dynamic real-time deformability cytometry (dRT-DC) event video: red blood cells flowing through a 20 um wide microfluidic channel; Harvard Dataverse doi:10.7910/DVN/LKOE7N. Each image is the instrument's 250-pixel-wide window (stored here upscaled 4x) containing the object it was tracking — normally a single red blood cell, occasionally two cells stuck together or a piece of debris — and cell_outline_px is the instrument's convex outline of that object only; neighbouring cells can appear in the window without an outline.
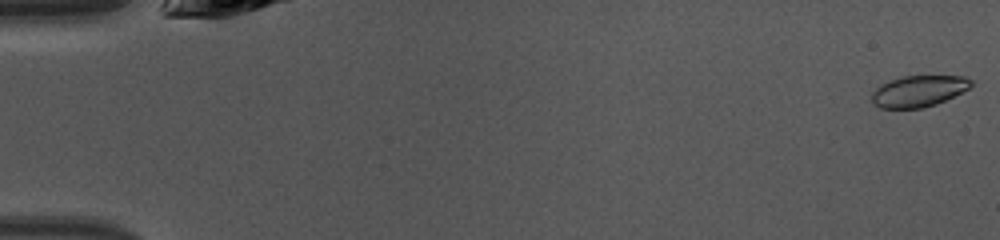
{"species": "common noctule bat (a hibernating species)", "species_latin": "Nyctalus noctula", "temperature_condition": "warm", "stored_images_in_passage": 45, "camera_frame_rate_fps": 3000, "um_per_image_px": 0.085, "animal": {"sex": "female", "body_mass_g": 10.0, "forearm_length_mm": 53.1}, "frame": {"image": 1, "passage_image": 1, "time_ms": 0.0, "image_size_px": [1000, 240], "cell_outline_px": [[972, 84], [968, 88], [936, 104], [920, 108], [880, 108], [872, 100], [872, 92], [880, 84], [904, 76], [964, 76], [972, 80]], "centroid_in_image_um": [78.06, 7.74], "position_along_channel_um": 6.9, "area_um2": 17.74}}
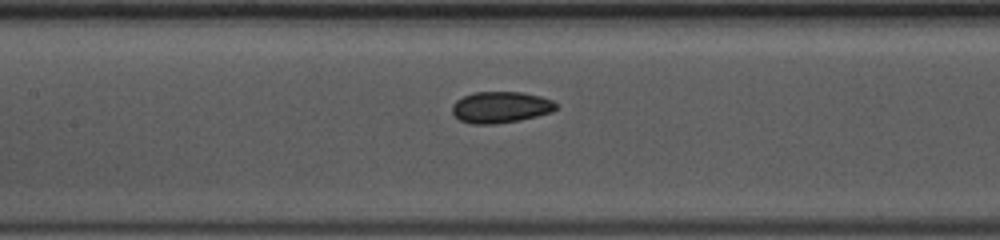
{"frame": {"image": 2, "passage_image": 22, "time_ms": 7.0, "image_size_px": [1000, 240], "cell_outline_px": [[556, 108], [552, 112], [520, 120], [492, 124], [472, 124], [460, 120], [452, 112], [452, 104], [456, 100], [464, 96], [476, 92], [524, 92], [540, 96], [552, 100], [556, 104]], "centroid_in_image_um": [42.55, 9.11], "position_along_channel_um": 164.9, "area_um2": 18.9}}
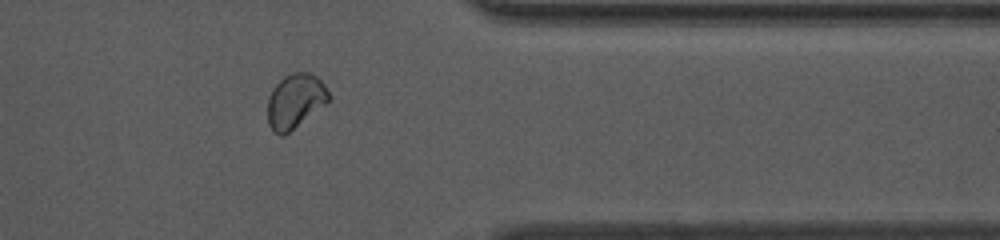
{"frame": {"image": 3, "passage_image": 38, "time_ms": 12.333, "image_size_px": [1000, 240], "cell_outline_px": [[328, 100], [324, 104], [284, 136], [280, 136], [272, 132], [268, 124], [268, 96], [272, 88], [284, 76], [292, 72], [312, 72], [324, 84], [328, 92]], "centroid_in_image_um": [25.04, 8.58], "position_along_channel_um": 386.4, "area_um2": 19.25}}